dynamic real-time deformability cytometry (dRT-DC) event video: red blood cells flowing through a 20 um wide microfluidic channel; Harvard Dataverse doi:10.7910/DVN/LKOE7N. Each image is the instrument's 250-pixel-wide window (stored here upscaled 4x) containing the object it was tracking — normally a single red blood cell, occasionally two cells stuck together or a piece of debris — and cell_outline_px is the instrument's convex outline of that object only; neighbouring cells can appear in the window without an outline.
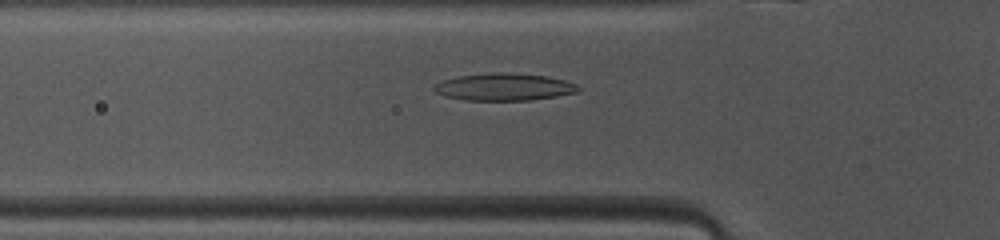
{"species": "common noctule bat (a hibernating species)", "species_latin": "Nyctalus noctula", "temperature_condition": "warm", "stored_images_in_passage": 47, "camera_frame_rate_fps": 3000, "um_per_image_px": 0.085, "animal": {"sex": "female", "body_mass_g": 10.0, "forearm_length_mm": 53.1}, "frame": {"image": 1, "passage_image": 14, "time_ms": 4.333, "image_size_px": [1000, 240], "cell_outline_px": [[580, 88], [576, 92], [556, 96], [532, 100], [468, 100], [444, 96], [436, 92], [432, 88], [436, 84], [444, 80], [456, 76], [500, 72], [548, 76], [564, 80], [576, 84]], "centroid_in_image_um": [42.84, 7.39], "position_along_channel_um": 83.0, "area_um2": 22.66}}
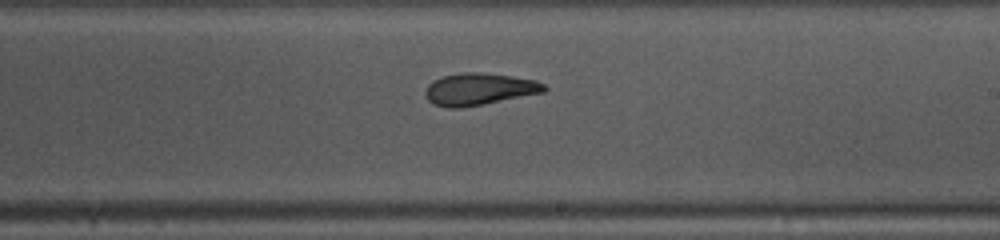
{"frame": {"image": 2, "passage_image": 26, "time_ms": 8.333, "image_size_px": [1000, 240], "cell_outline_px": [[548, 88], [544, 92], [484, 104], [460, 108], [448, 108], [432, 104], [428, 100], [424, 92], [428, 84], [432, 80], [444, 76], [460, 72], [480, 72], [512, 76], [536, 80], [544, 84]], "centroid_in_image_um": [40.7, 7.57], "position_along_channel_um": 248.3, "area_um2": 22.31}}
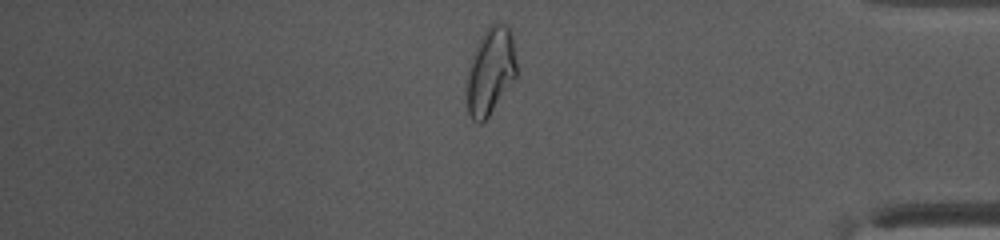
{"frame": {"image": 3, "passage_image": 39, "time_ms": 12.667, "image_size_px": [1000, 240], "cell_outline_px": [[516, 76], [488, 116], [480, 124], [472, 120], [468, 112], [468, 72], [476, 48], [488, 24], [496, 20], [508, 24], [512, 36], [516, 64]], "centroid_in_image_um": [41.72, 5.98], "position_along_channel_um": 393.5, "area_um2": 24.68}, "authors_computed_cell_mechanics": {"area_um2": 22.9466, "velocity_mm_per_s": 4.1105, "shape_relaxation_time_tau1_ms": 10.0028, "shape_relaxation_time_tau2_ms": 2.2612, "deformation_change_tau1": 0.2748, "deformation_change_tau2": 0.1051}}